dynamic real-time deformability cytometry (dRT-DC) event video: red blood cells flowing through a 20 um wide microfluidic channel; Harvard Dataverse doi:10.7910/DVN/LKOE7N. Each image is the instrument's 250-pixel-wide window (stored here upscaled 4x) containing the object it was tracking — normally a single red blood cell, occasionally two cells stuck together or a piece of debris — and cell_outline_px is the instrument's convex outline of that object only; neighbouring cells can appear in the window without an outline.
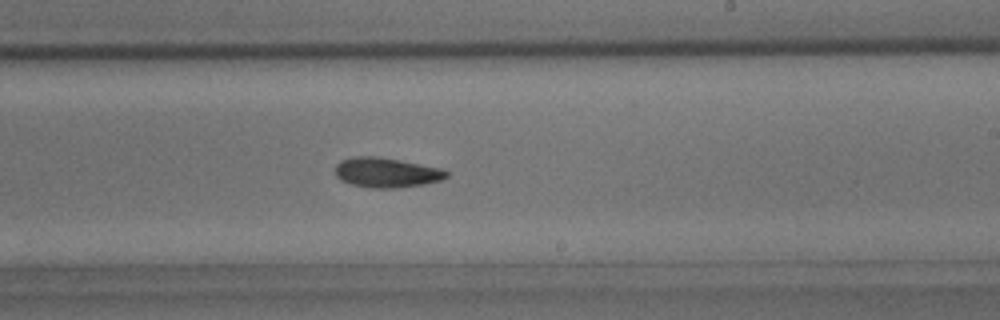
{"species": "common noctule bat (a hibernating species)", "species_latin": "Nyctalus noctula", "temperature_condition": "room temperature", "stored_images_in_passage": 39, "camera_frame_rate_fps": 3000, "um_per_image_px": 0.085, "animal": {"sex": "male", "body_mass_g": 15.6}, "frame": {"image": 1, "passage_image": 22, "time_ms": 7.0, "image_size_px": [1000, 320], "cell_outline_px": [[448, 176], [444, 180], [424, 184], [396, 188], [372, 188], [352, 184], [340, 180], [336, 176], [336, 164], [340, 160], [352, 156], [376, 156], [400, 160], [444, 168], [448, 172]], "centroid_in_image_um": [32.88, 14.66], "position_along_channel_um": 256.1, "area_um2": 19.59}}